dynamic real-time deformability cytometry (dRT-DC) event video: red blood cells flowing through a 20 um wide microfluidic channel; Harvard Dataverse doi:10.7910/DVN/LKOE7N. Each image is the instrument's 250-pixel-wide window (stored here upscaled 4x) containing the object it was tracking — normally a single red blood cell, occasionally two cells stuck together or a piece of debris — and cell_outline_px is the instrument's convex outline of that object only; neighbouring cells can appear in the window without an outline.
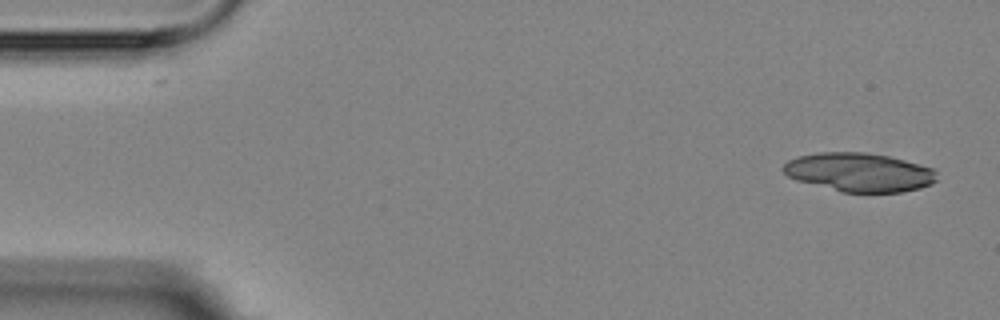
{"species": "Egyptian fruit bat (a non-hibernating species)", "species_latin": "Rousettus aegyptiacus", "temperature_condition": "room temperature", "stored_images_in_passage": 6, "camera_frame_rate_fps": 3000, "um_per_image_px": 0.085, "animal": {"sex": "female"}, "frame": {"image": 1, "passage_image": 1, "time_ms": 0.0, "image_size_px": [1000, 320], "cell_outline_px": [[936, 180], [932, 184], [920, 188], [900, 192], [840, 192], [796, 180], [788, 176], [780, 168], [788, 160], [796, 156], [820, 152], [864, 152], [888, 156], [936, 168]], "centroid_in_image_um": [73.02, 14.64], "position_along_channel_um": 12.0, "area_um2": 34.91}}